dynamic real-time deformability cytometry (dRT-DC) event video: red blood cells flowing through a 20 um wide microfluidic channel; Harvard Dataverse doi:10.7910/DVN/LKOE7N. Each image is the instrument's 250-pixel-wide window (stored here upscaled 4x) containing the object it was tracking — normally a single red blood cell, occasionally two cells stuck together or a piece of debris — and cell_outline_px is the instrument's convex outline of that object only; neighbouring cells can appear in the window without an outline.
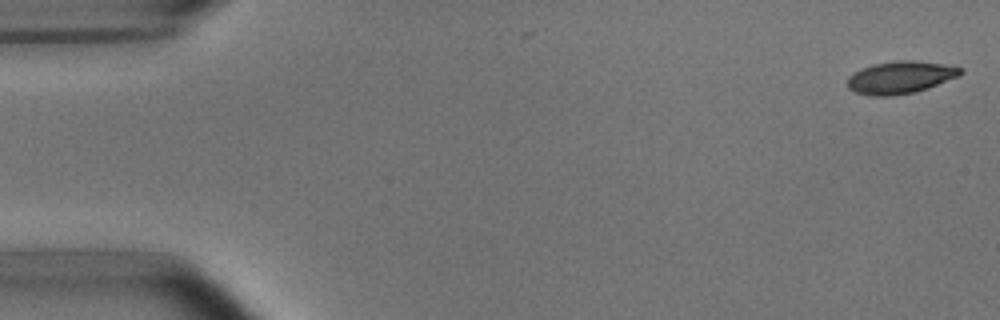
{"species": "common noctule bat (a hibernating species)", "species_latin": "Nyctalus noctula", "temperature_condition": "room temperature", "stored_images_in_passage": 52, "camera_frame_rate_fps": 3000, "um_per_image_px": 0.085, "animal": {"sex": "male", "body_mass_g": 15.6}, "frame": {"image": 1, "passage_image": 1, "time_ms": 0.0, "image_size_px": [1000, 320], "cell_outline_px": [[964, 72], [960, 76], [928, 88], [916, 92], [892, 96], [872, 96], [856, 92], [848, 88], [848, 76], [864, 68], [876, 64], [900, 60], [912, 60], [940, 64], [964, 68]], "centroid_in_image_um": [76.58, 6.59], "position_along_channel_um": 8.4, "area_um2": 21.15}}
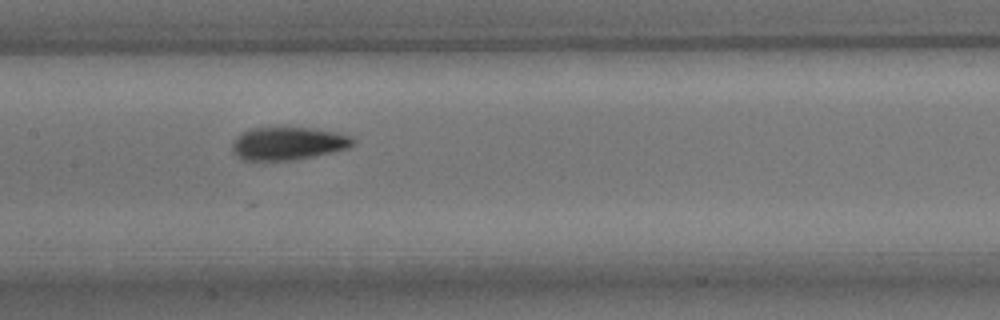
{"frame": {"image": 2, "passage_image": 25, "time_ms": 8.0, "image_size_px": [1000, 320], "cell_outline_px": [[356, 144], [348, 148], [332, 152], [296, 160], [244, 160], [236, 156], [232, 152], [232, 144], [236, 136], [248, 128], [312, 128], [352, 136], [356, 140]], "centroid_in_image_um": [24.48, 12.2], "position_along_channel_um": 182.9, "area_um2": 23.24}}
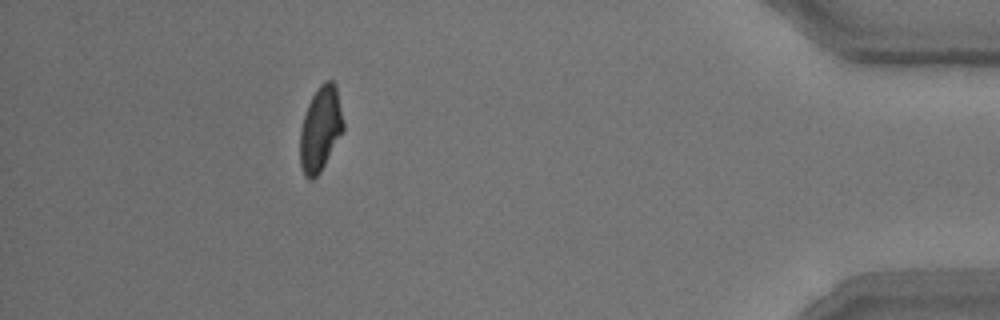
{"frame": {"image": 3, "passage_image": 47, "time_ms": 15.333, "image_size_px": [1000, 320], "cell_outline_px": [[344, 132], [320, 172], [312, 180], [308, 180], [304, 176], [300, 164], [300, 128], [308, 104], [316, 88], [324, 80], [332, 80], [336, 84], [344, 124]], "centroid_in_image_um": [27.24, 10.96], "position_along_channel_um": 408.0, "area_um2": 21.68}, "authors_computed_cell_mechanics": {"area_um2": 21.9929, "velocity_mm_per_s": 3.7975, "shape_relaxation_time_tau1_ms": 3.2526, "shape_relaxation_time_tau2_ms": 1.9054, "deformation_change_tau1": 0.146, "deformation_change_tau2": 0.0715}}